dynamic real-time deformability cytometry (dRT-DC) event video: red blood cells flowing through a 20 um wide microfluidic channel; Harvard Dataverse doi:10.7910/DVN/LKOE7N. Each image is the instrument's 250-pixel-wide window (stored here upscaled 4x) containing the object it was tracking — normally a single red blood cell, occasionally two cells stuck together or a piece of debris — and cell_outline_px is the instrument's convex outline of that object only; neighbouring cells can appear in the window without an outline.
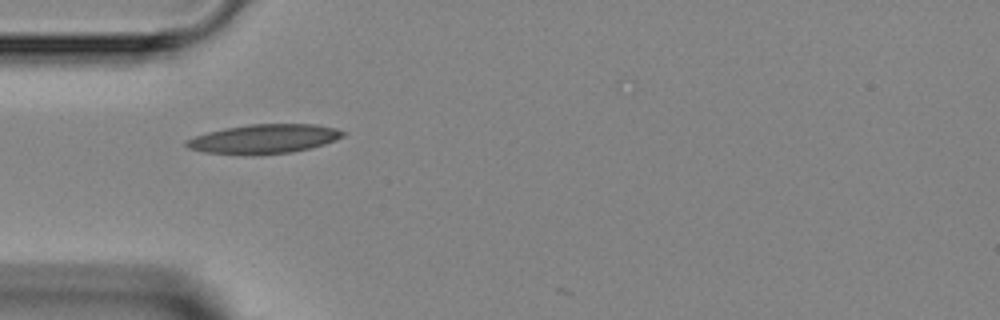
{"species": "Egyptian fruit bat (a non-hibernating species)", "species_latin": "Rousettus aegyptiacus", "temperature_condition": "room temperature", "stored_images_in_passage": 2, "camera_frame_rate_fps": 3000, "um_per_image_px": 0.085, "animal": {"sex": "female"}, "frame": {"image": 1, "passage_image": 1, "time_ms": 0.0, "image_size_px": [1000, 320], "cell_outline_px": [[348, 132], [344, 136], [336, 140], [312, 148], [292, 152], [256, 156], [252, 156], [204, 152], [188, 148], [184, 144], [184, 140], [208, 132], [224, 128], [248, 124], [316, 124], [336, 128]], "centroid_in_image_um": [22.46, 11.82], "position_along_channel_um": 62.5, "area_um2": 27.17}}